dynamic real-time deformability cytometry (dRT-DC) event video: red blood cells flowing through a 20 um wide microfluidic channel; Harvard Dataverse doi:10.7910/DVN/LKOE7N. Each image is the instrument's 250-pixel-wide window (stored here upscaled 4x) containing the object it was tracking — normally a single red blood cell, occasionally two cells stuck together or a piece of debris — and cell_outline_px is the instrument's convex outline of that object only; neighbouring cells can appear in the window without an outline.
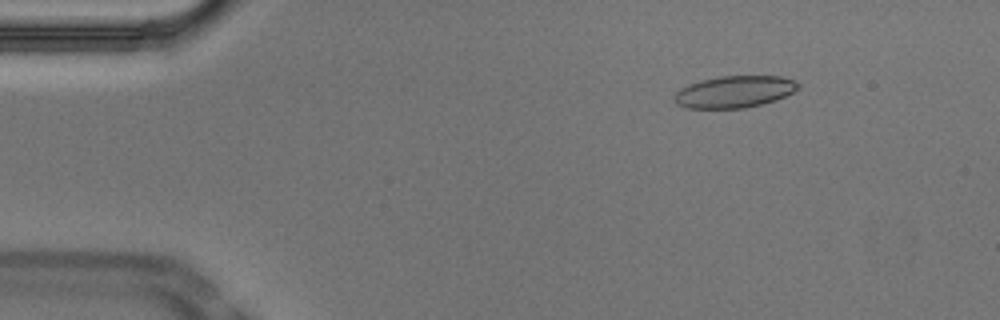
{"species": "Egyptian fruit bat (a non-hibernating species)", "species_latin": "Rousettus aegyptiacus", "temperature_condition": "cold", "stored_images_in_passage": 48, "camera_frame_rate_fps": 3000, "um_per_image_px": 0.085, "animal": {"sex": "male"}, "frame": {"image": 1, "passage_image": 2, "time_ms": 0.333, "image_size_px": [1000, 320], "cell_outline_px": [[800, 88], [776, 100], [744, 108], [688, 108], [676, 104], [672, 100], [672, 96], [680, 88], [688, 84], [700, 80], [720, 76], [780, 76], [792, 80], [800, 84]], "centroid_in_image_um": [62.37, 7.8], "position_along_channel_um": 22.6, "area_um2": 23.06}}
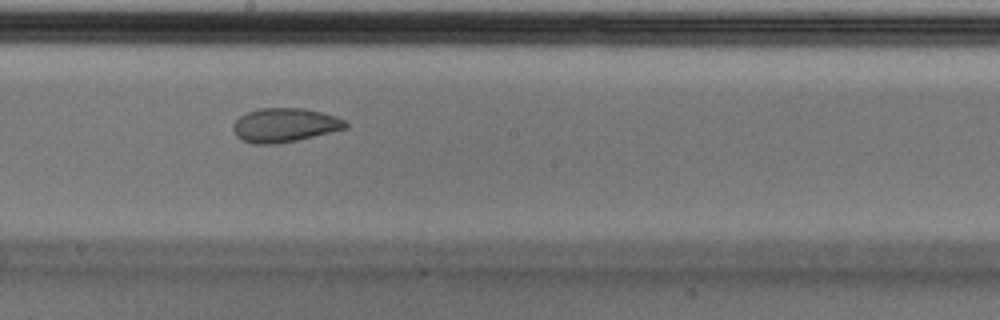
{"frame": {"image": 2, "passage_image": 24, "time_ms": 7.667, "image_size_px": [1000, 320], "cell_outline_px": [[348, 128], [296, 140], [276, 144], [252, 144], [240, 140], [236, 136], [232, 128], [232, 124], [240, 116], [248, 112], [260, 108], [304, 108], [336, 116], [344, 120], [348, 124]], "centroid_in_image_um": [24.17, 10.64], "position_along_channel_um": 224.0, "area_um2": 22.31}}
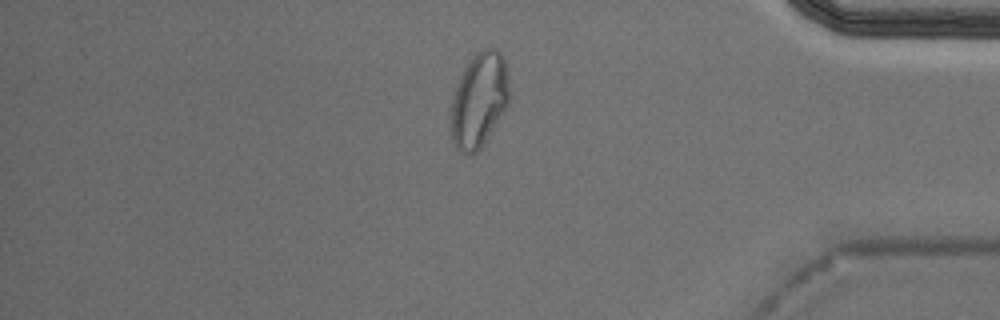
{"frame": {"image": 3, "passage_image": 40, "time_ms": 13.0, "image_size_px": [1000, 320], "cell_outline_px": [[508, 104], [480, 148], [472, 156], [468, 156], [460, 152], [456, 148], [452, 140], [452, 100], [460, 76], [472, 56], [476, 52], [484, 48], [496, 48], [504, 56], [508, 72]], "centroid_in_image_um": [40.73, 8.48], "position_along_channel_um": 394.5, "area_um2": 31.91}, "authors_computed_cell_mechanics": {"area_um2": 23.2356, "velocity_mm_per_s": 3.7225, "shape_relaxation_time_tau1_ms": null, "shape_relaxation_time_tau2_ms": 1.7259, "deformation_change_tau1": null, "deformation_change_tau2": 0.0694}}